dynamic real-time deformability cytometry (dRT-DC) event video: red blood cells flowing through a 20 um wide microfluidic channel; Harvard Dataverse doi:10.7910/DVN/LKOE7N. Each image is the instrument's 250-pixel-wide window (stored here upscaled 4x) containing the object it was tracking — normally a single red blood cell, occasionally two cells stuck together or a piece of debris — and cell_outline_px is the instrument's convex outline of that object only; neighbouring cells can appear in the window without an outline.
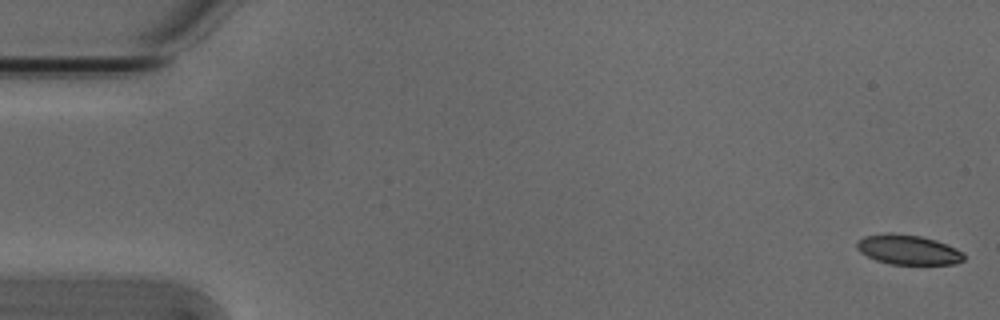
{"species": "Egyptian fruit bat (a non-hibernating species)", "species_latin": "Rousettus aegyptiacus", "temperature_condition": "cold", "stored_images_in_passage": 54, "camera_frame_rate_fps": 3000, "um_per_image_px": 0.085, "animal": {"sex": "male"}, "frame": {"image": 1, "passage_image": 1, "time_ms": 0.0, "image_size_px": [1000, 320], "cell_outline_px": [[964, 260], [956, 264], [888, 264], [876, 260], [860, 252], [856, 248], [856, 240], [864, 236], [888, 232], [892, 232], [920, 236], [936, 240], [956, 248], [964, 252]], "centroid_in_image_um": [77.17, 21.22], "position_along_channel_um": 7.8, "area_um2": 18.79}}
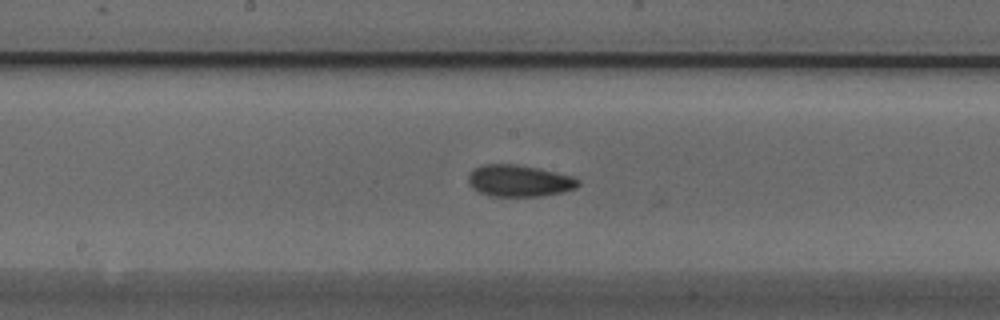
{"frame": {"image": 2, "passage_image": 28, "time_ms": 9.0, "image_size_px": [1000, 320], "cell_outline_px": [[580, 184], [576, 188], [564, 192], [544, 196], [492, 196], [480, 192], [472, 188], [468, 184], [468, 176], [472, 168], [484, 164], [516, 164], [536, 168], [572, 176], [580, 180]], "centroid_in_image_um": [44.12, 15.37], "position_along_channel_um": 204.1, "area_um2": 20.4}}
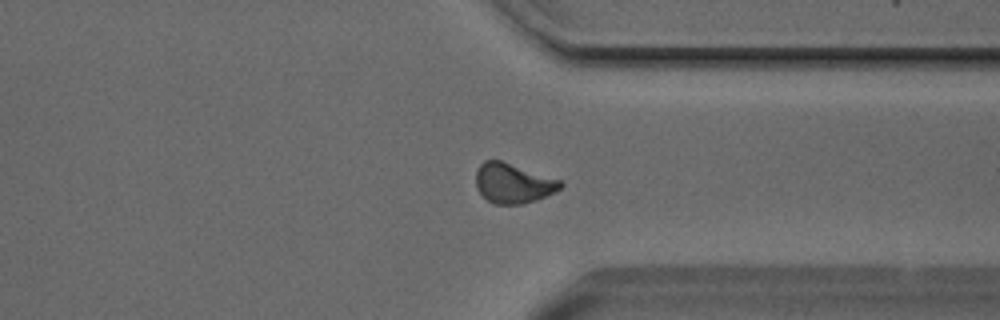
{"frame": {"image": 3, "passage_image": 41, "time_ms": 13.333, "image_size_px": [1000, 320], "cell_outline_px": [[564, 184], [560, 188], [536, 200], [520, 204], [492, 204], [476, 188], [476, 172], [480, 164], [484, 160], [500, 160], [560, 180]], "centroid_in_image_um": [43.57, 15.57], "position_along_channel_um": 367.8, "area_um2": 19.31}, "authors_computed_cell_mechanics": {"area_um2": 19.4497, "velocity_mm_per_s": 3.7981, "shape_relaxation_time_tau1_ms": 4.0986, "shape_relaxation_time_tau2_ms": 2.7185, "deformation_change_tau1": 0.0998, "deformation_change_tau2": 0.0759}}